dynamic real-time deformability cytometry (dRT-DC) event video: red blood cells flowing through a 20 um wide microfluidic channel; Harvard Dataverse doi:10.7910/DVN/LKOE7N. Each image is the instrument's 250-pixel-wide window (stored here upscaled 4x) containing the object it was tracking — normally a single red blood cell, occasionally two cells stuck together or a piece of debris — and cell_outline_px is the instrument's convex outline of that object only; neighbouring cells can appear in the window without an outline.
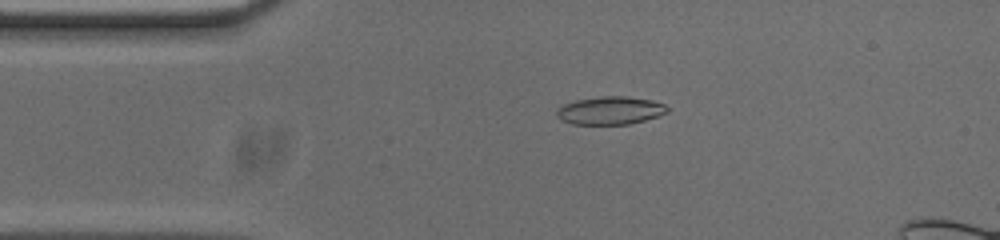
{"species": "common noctule bat (a hibernating species)", "species_latin": "Nyctalus noctula", "temperature_condition": "cold", "stored_images_in_passage": 51, "camera_frame_rate_fps": 3000, "um_per_image_px": 0.085, "animal": {"sex": "male", "body_mass_g": 20.0, "forearm_length_mm": 53.3}, "frame": {"image": 1, "passage_image": 10, "time_ms": 3.0, "image_size_px": [1000, 240], "cell_outline_px": [[668, 112], [644, 120], [628, 124], [572, 124], [560, 120], [556, 116], [556, 112], [564, 104], [576, 100], [600, 96], [624, 96], [652, 100], [664, 104], [668, 108]], "centroid_in_image_um": [51.85, 9.39], "position_along_channel_um": 33.2, "area_um2": 17.92}}
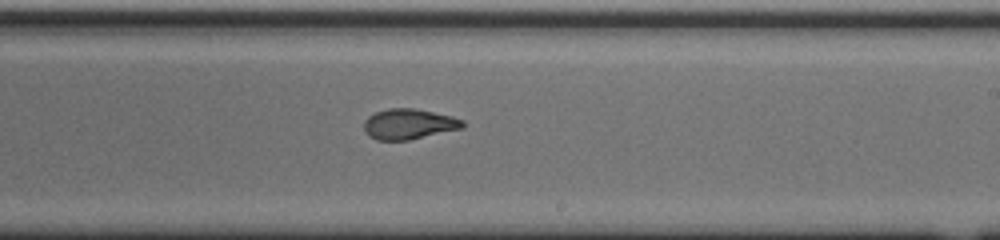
{"frame": {"image": 2, "passage_image": 30, "time_ms": 9.667, "image_size_px": [1000, 240], "cell_outline_px": [[464, 128], [408, 140], [376, 140], [368, 136], [364, 128], [364, 120], [368, 116], [376, 112], [388, 108], [416, 108], [452, 116], [464, 120]], "centroid_in_image_um": [34.75, 10.54], "position_along_channel_um": 254.2, "area_um2": 17.63}}
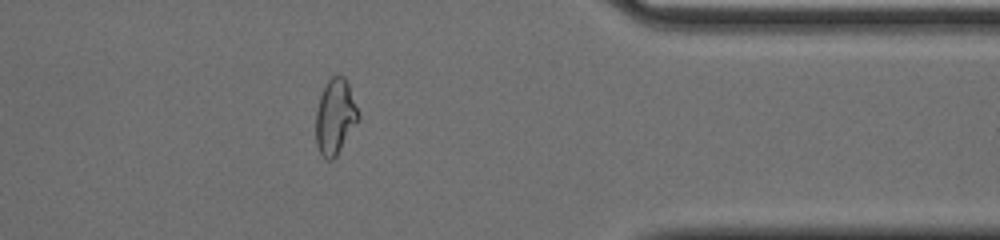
{"frame": {"image": 3, "passage_image": 42, "time_ms": 13.667, "image_size_px": [1000, 240], "cell_outline_px": [[360, 116], [336, 156], [332, 160], [328, 160], [320, 152], [316, 144], [316, 112], [320, 96], [324, 84], [332, 76], [344, 76], [348, 84]], "centroid_in_image_um": [28.47, 9.9], "position_along_channel_um": 382.9, "area_um2": 18.26}, "authors_computed_cell_mechanics": {"area_um2": 17.8024, "velocity_mm_per_s": 3.7485, "shape_relaxation_time_tau1_ms": 6.8066, "shape_relaxation_time_tau2_ms": 1.9847, "deformation_change_tau1": 0.2174, "deformation_change_tau2": 0.0623}}